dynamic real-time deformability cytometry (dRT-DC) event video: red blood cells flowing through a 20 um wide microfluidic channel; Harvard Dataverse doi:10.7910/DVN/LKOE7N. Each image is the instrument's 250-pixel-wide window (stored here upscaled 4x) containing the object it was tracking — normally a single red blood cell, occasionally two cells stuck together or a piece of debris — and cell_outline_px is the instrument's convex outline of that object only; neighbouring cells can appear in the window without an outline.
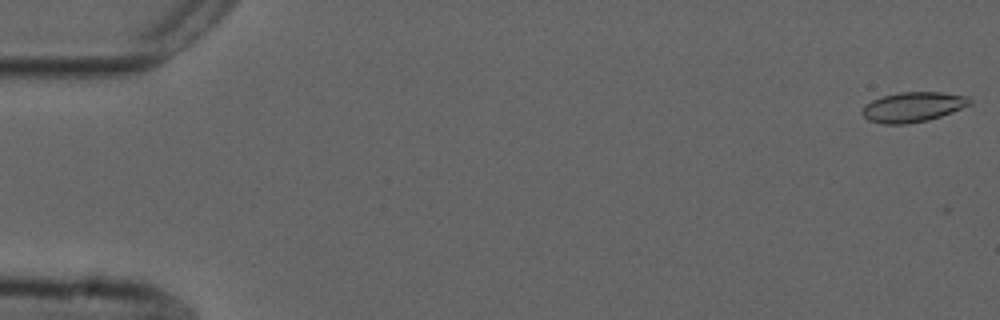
{"species": "common noctule bat (a hibernating species)", "species_latin": "Nyctalus noctula", "temperature_condition": "cold", "stored_images_in_passage": 55, "camera_frame_rate_fps": 3000, "um_per_image_px": 0.085, "animal": {"sex": "male", "forearm_length_mm": 52.5}, "frame": {"image": 1, "passage_image": 1, "time_ms": 0.0, "image_size_px": [1000, 320], "cell_outline_px": [[972, 104], [952, 112], [928, 120], [908, 124], [884, 124], [868, 120], [860, 112], [872, 100], [884, 96], [900, 92], [940, 92], [968, 96], [972, 100]], "centroid_in_image_um": [77.63, 9.1], "position_along_channel_um": 7.4, "area_um2": 18.67}}
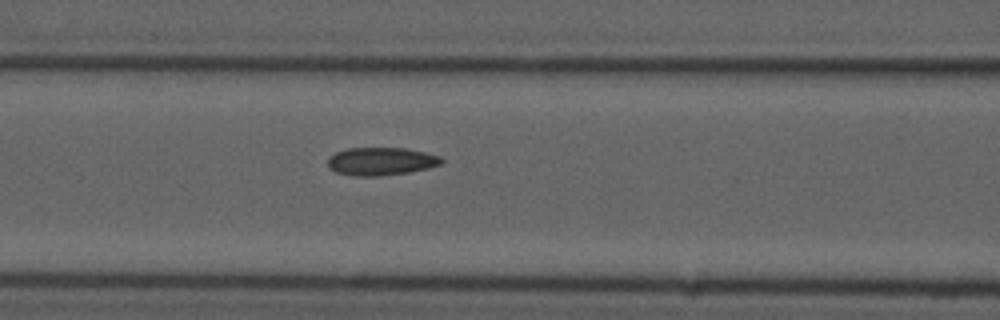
{"frame": {"image": 2, "passage_image": 23, "time_ms": 7.333, "image_size_px": [1000, 320], "cell_outline_px": [[444, 160], [440, 164], [428, 168], [408, 172], [380, 176], [352, 176], [336, 172], [328, 168], [328, 160], [336, 152], [348, 148], [404, 148], [424, 152], [440, 156]], "centroid_in_image_um": [32.38, 13.72], "position_along_channel_um": 134.2, "area_um2": 18.44}}
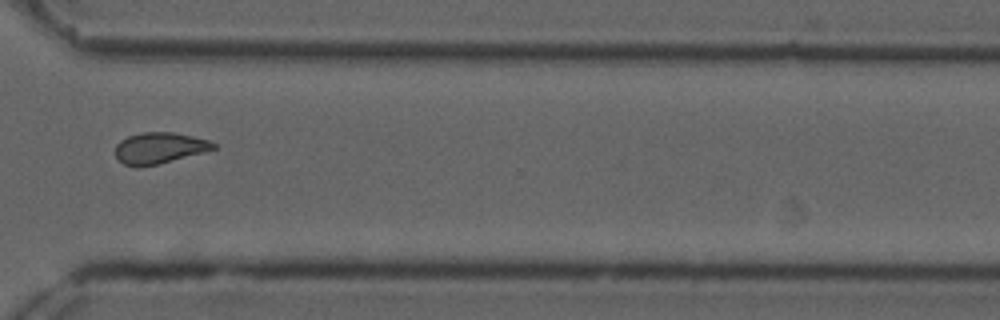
{"frame": {"image": 3, "passage_image": 41, "time_ms": 13.333, "image_size_px": [1000, 320], "cell_outline_px": [[216, 148], [204, 152], [156, 164], [124, 164], [116, 156], [116, 144], [120, 140], [128, 136], [144, 132], [172, 132], [192, 136], [208, 140], [216, 144]], "centroid_in_image_um": [13.57, 12.54], "position_along_channel_um": 357.0, "area_um2": 17.17}, "authors_computed_cell_mechanics": {"area_um2": 18.1492, "velocity_mm_per_s": 3.7141, "shape_relaxation_time_tau1_ms": 8.5342, "shape_relaxation_time_tau2_ms": 2.4506, "deformation_change_tau1": 0.1734, "deformation_change_tau2": 0.0879}}